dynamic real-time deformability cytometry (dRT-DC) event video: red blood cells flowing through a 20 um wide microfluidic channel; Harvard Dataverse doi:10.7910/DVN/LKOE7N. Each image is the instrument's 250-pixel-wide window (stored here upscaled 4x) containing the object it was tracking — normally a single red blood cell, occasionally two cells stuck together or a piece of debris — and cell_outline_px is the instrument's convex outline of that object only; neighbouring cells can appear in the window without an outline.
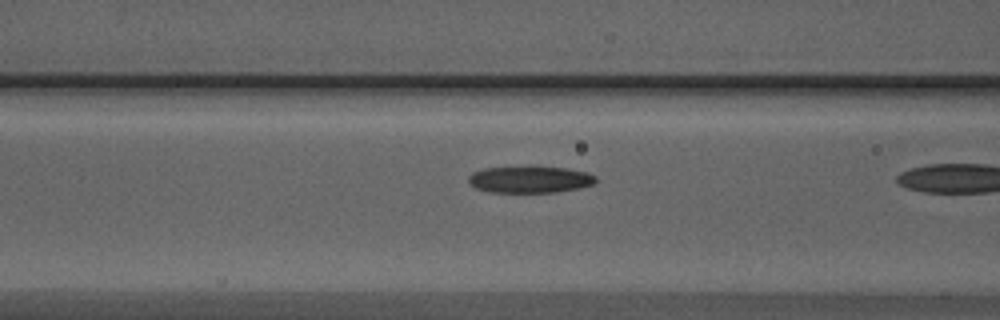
{"species": "Egyptian fruit bat (a non-hibernating species)", "species_latin": "Rousettus aegyptiacus", "temperature_condition": "warm", "stored_images_in_passage": 20, "camera_frame_rate_fps": 3000, "um_per_image_px": 0.085, "animal": {"sex": "male"}, "frame": {"image": 1, "passage_image": 19, "time_ms": 6.0, "image_size_px": [1000, 320], "cell_outline_px": [[596, 184], [580, 188], [556, 192], [488, 192], [476, 188], [468, 184], [468, 176], [472, 172], [484, 168], [568, 168], [588, 172], [596, 176]], "centroid_in_image_um": [45.06, 15.28], "position_along_channel_um": 121.5, "area_um2": 19.65}}